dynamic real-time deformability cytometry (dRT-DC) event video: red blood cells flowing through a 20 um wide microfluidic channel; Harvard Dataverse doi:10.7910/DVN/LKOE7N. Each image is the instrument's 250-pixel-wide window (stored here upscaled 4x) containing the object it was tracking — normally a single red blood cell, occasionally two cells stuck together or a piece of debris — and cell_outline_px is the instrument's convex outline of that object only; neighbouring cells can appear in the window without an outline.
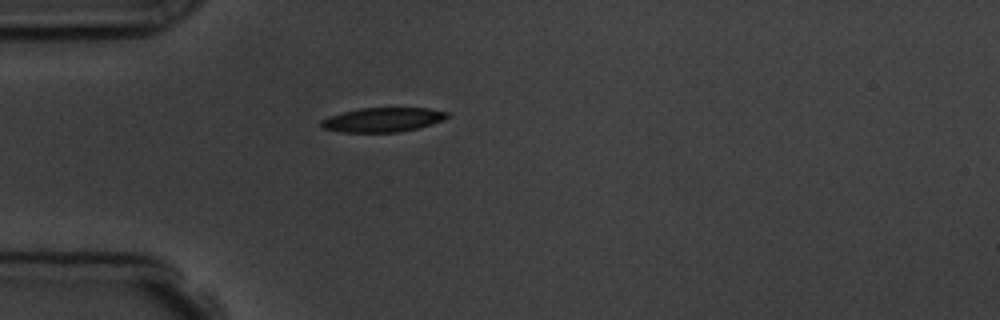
{"species": "common noctule bat (a hibernating species)", "species_latin": "Nyctalus noctula", "temperature_condition": "room temperature", "stored_images_in_passage": 1, "camera_frame_rate_fps": 3000, "um_per_image_px": 0.085, "animal": {"sex": "male", "body_mass_g": 19.5, "forearm_length_mm": 54.6}, "frame": {"image": 1, "passage_image": 1, "time_ms": 0.0, "image_size_px": [1000, 320], "cell_outline_px": [[448, 116], [444, 120], [432, 124], [400, 132], [340, 132], [324, 128], [320, 124], [320, 120], [344, 112], [360, 108], [428, 108], [448, 112]], "centroid_in_image_um": [32.56, 10.18], "position_along_channel_um": 52.4, "area_um2": 17.69}}